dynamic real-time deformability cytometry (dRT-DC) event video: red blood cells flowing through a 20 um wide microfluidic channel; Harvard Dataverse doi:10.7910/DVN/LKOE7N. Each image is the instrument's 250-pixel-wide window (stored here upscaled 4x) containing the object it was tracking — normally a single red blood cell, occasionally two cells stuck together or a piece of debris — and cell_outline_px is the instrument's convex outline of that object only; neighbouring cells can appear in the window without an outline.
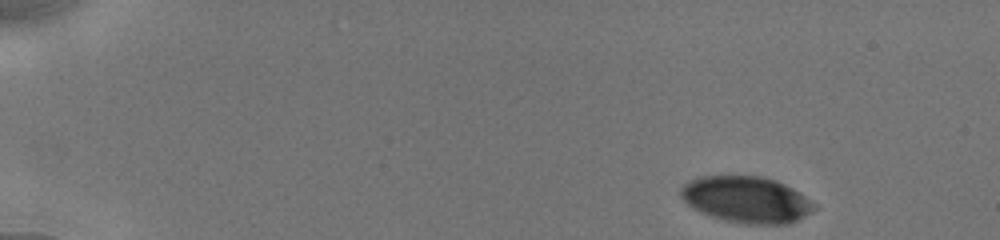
{"species": "human", "species_latin": "Homo sapiens", "temperature_condition": "cold", "stored_images_in_passage": 17, "camera_frame_rate_fps": 3000, "um_per_image_px": 0.085, "donor": {"sex": "male"}, "frame": {"image": 1, "passage_image": 1, "time_ms": 0.0, "image_size_px": [1000, 240], "cell_outline_px": [[816, 208], [812, 212], [788, 224], [744, 224], [724, 220], [712, 216], [692, 208], [680, 196], [680, 188], [684, 184], [692, 180], [704, 176], [760, 176], [776, 180], [792, 188], [816, 204]], "centroid_in_image_um": [63.45, 16.97], "position_along_channel_um": 21.5, "area_um2": 35.84}}
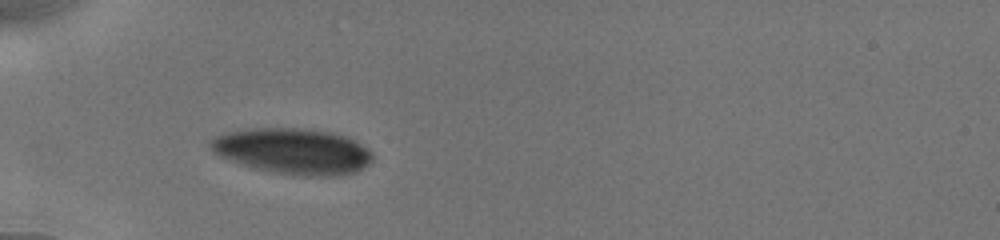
{"frame": {"image": 2, "passage_image": 11, "time_ms": 4.0, "image_size_px": [1000, 240], "cell_outline_px": [[372, 160], [368, 164], [356, 172], [340, 176], [300, 176], [272, 172], [256, 168], [220, 156], [212, 152], [208, 144], [208, 140], [224, 132], [252, 128], [300, 128], [332, 132], [344, 136], [360, 144], [372, 152]], "centroid_in_image_um": [24.88, 12.85], "position_along_channel_um": 60.1, "area_um2": 43.29}}
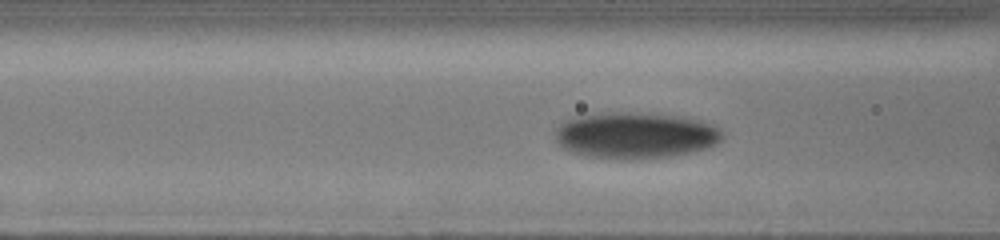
{"frame": {"image": 3, "passage_image": 15, "time_ms": 5.667, "image_size_px": [1000, 240], "cell_outline_px": [[724, 136], [716, 144], [708, 148], [692, 152], [672, 156], [628, 160], [588, 156], [568, 152], [560, 148], [556, 140], [556, 128], [564, 120], [576, 116], [604, 112], [628, 112], [688, 116], [712, 124], [720, 128], [724, 132]], "centroid_in_image_um": [54.01, 11.5], "position_along_channel_um": 112.6, "area_um2": 45.95}}